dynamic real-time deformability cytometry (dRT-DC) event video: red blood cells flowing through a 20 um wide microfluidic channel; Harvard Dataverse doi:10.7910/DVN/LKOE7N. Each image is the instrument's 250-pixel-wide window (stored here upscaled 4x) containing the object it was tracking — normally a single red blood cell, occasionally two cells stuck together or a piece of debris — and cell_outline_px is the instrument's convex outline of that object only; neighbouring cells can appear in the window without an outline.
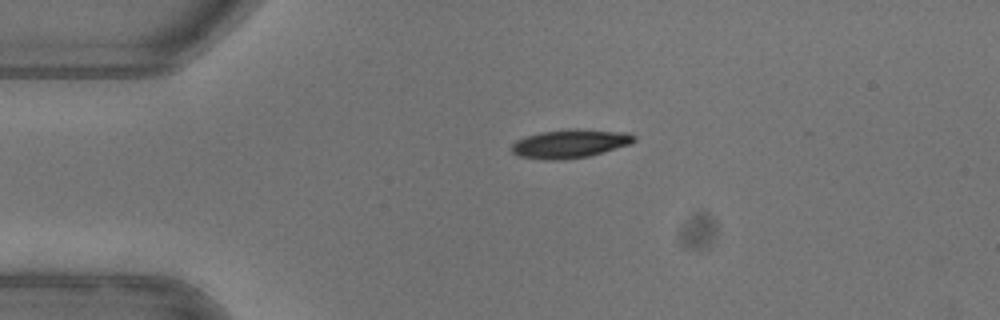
{"species": "common noctule bat (a hibernating species)", "species_latin": "Nyctalus noctula", "temperature_condition": "warm", "stored_images_in_passage": 41, "camera_frame_rate_fps": 3000, "um_per_image_px": 0.085, "animal": {"sex": "female"}, "frame": {"image": 1, "passage_image": 1, "time_ms": 0.0, "image_size_px": [1000, 320], "cell_outline_px": [[636, 140], [632, 144], [588, 156], [564, 160], [544, 160], [520, 156], [512, 152], [508, 148], [516, 140], [528, 136], [544, 132], [628, 132], [636, 136]], "centroid_in_image_um": [48.41, 12.28], "position_along_channel_um": 36.6, "area_um2": 19.31}}
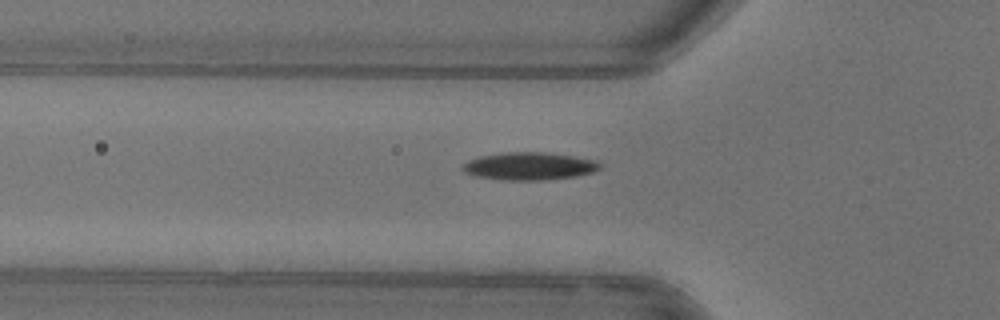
{"frame": {"image": 2, "passage_image": 7, "time_ms": 2.0, "image_size_px": [1000, 320], "cell_outline_px": [[600, 168], [592, 172], [576, 176], [540, 180], [504, 180], [476, 176], [464, 172], [460, 168], [468, 160], [480, 156], [504, 152], [544, 152], [572, 156], [596, 160], [600, 164]], "centroid_in_image_um": [44.95, 14.12], "position_along_channel_um": 80.8, "area_um2": 22.02}, "authors_computed_cell_mechanics": {"area_um2": 20.8658, "velocity_mm_per_s": 3.9788, "shape_relaxation_time_tau1_ms": 4.4567, "shape_relaxation_time_tau2_ms": null, "deformation_change_tau1": 0.158, "deformation_change_tau2": null}}